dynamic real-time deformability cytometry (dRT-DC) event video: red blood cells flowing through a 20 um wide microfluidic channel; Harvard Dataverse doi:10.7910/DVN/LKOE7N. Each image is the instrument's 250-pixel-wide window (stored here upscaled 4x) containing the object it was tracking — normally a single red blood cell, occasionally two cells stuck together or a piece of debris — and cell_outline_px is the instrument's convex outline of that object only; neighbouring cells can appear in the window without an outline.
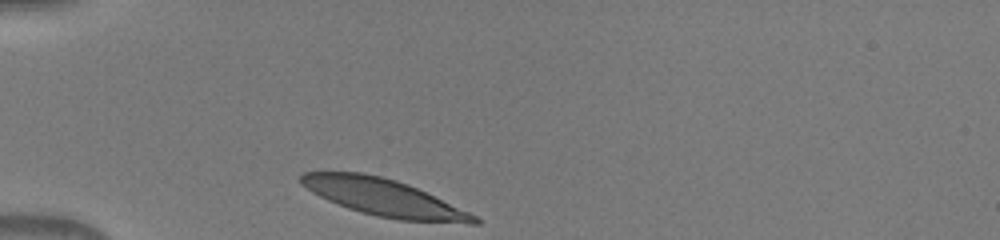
{"species": "human", "species_latin": "Homo sapiens", "temperature_condition": "warm", "stored_images_in_passage": 30, "camera_frame_rate_fps": 3000, "um_per_image_px": 0.085, "donor": {"sex": "male"}, "frame": {"image": 1, "passage_image": 1, "time_ms": 0.0, "image_size_px": [1000, 240], "cell_outline_px": [[480, 224], [468, 224], [400, 220], [376, 216], [360, 212], [348, 208], [328, 200], [312, 192], [300, 184], [300, 172], [360, 172], [380, 176], [396, 180], [408, 184], [468, 212], [476, 216], [480, 220]], "centroid_in_image_um": [32.6, 16.8], "position_along_channel_um": 52.4, "area_um2": 37.11}}
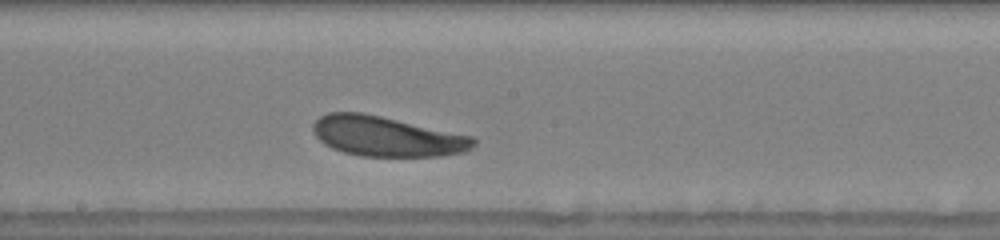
{"frame": {"image": 2, "passage_image": 15, "time_ms": 4.667, "image_size_px": [1000, 240], "cell_outline_px": [[476, 144], [472, 148], [464, 152], [444, 156], [360, 156], [344, 152], [332, 148], [324, 144], [312, 132], [312, 124], [320, 116], [328, 112], [364, 112], [472, 136], [476, 140]], "centroid_in_image_um": [32.86, 11.59], "position_along_channel_um": 215.3, "area_um2": 37.63}}
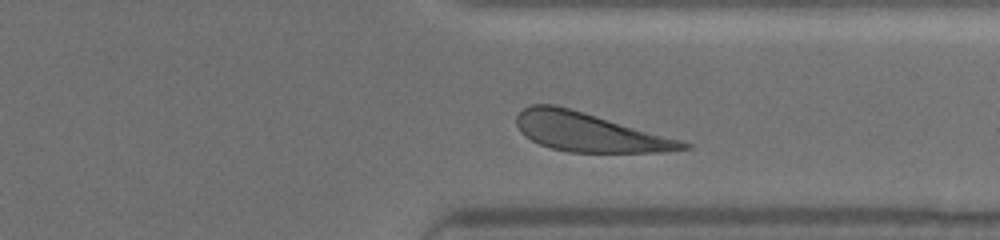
{"frame": {"image": 3, "passage_image": 26, "time_ms": 8.333, "image_size_px": [1000, 240], "cell_outline_px": [[692, 148], [664, 152], [568, 152], [552, 148], [540, 144], [524, 136], [520, 132], [516, 124], [516, 116], [524, 108], [532, 104], [552, 104], [584, 112], [684, 140], [692, 144]], "centroid_in_image_um": [50.12, 11.24], "position_along_channel_um": 361.3, "area_um2": 37.69}}